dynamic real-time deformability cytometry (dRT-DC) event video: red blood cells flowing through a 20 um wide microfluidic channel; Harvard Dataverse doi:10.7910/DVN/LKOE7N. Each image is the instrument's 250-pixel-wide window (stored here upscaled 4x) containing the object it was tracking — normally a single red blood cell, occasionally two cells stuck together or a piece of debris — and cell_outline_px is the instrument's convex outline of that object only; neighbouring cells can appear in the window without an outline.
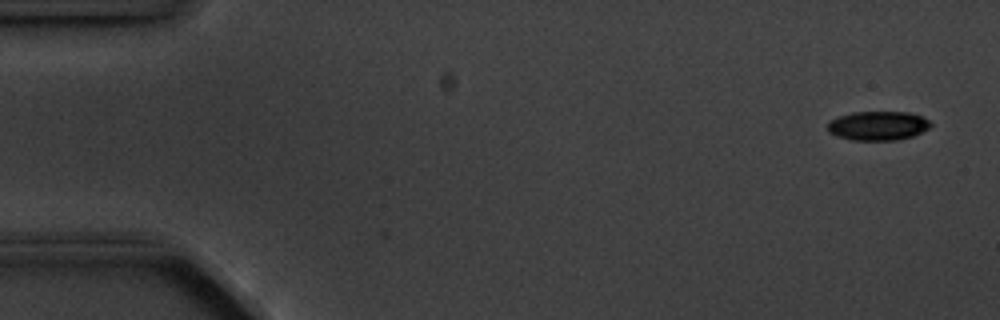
{"species": "common noctule bat (a hibernating species)", "species_latin": "Nyctalus noctula", "temperature_condition": "cold", "stored_images_in_passage": 6, "camera_frame_rate_fps": 3000, "um_per_image_px": 0.085, "animal": {"sex": "male", "body_mass_g": 20.1, "forearm_length_mm": 53.5}, "frame": {"image": 1, "passage_image": 1, "time_ms": 0.0, "image_size_px": [1000, 320], "cell_outline_px": [[932, 124], [928, 128], [912, 136], [896, 140], [852, 140], [836, 136], [828, 132], [828, 124], [832, 120], [840, 116], [852, 112], [908, 112], [920, 116], [928, 120]], "centroid_in_image_um": [74.61, 10.69], "position_along_channel_um": 10.4, "area_um2": 17.28}}
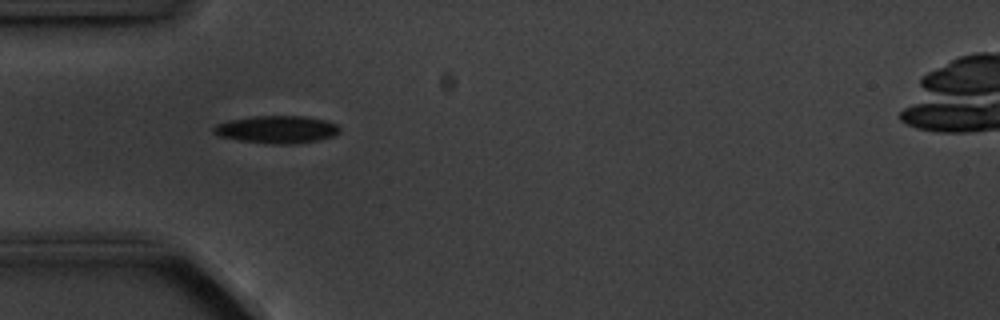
{"frame": {"image": 2, "passage_image": 5, "time_ms": 4.667, "image_size_px": [1000, 320], "cell_outline_px": [[340, 132], [332, 136], [316, 140], [296, 144], [264, 144], [236, 140], [220, 136], [212, 132], [212, 128], [216, 124], [228, 120], [252, 116], [304, 116], [324, 120], [336, 124], [340, 128]], "centroid_in_image_um": [23.48, 11.01], "position_along_channel_um": 61.5, "area_um2": 20.4}}